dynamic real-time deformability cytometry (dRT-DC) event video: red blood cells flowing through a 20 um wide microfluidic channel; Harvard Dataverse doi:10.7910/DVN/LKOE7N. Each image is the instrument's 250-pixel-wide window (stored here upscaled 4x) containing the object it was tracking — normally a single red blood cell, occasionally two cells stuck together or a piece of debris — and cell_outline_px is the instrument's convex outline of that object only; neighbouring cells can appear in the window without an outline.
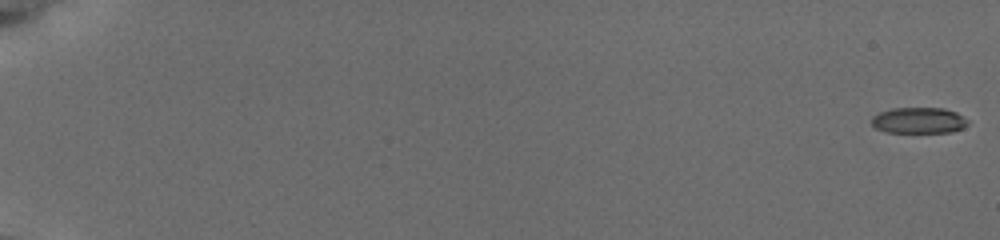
{"species": "common noctule bat (a hibernating species)", "species_latin": "Nyctalus noctula", "temperature_condition": "cold", "stored_images_in_passage": 61, "camera_frame_rate_fps": 3000, "um_per_image_px": 0.085, "animal": {"sex": "female", "body_mass_g": 19.5, "forearm_length_mm": 54.1}, "frame": {"image": 1, "passage_image": 1, "time_ms": 0.0, "image_size_px": [1000, 240], "cell_outline_px": [[968, 124], [964, 128], [952, 132], [884, 132], [876, 128], [872, 124], [872, 116], [880, 112], [892, 108], [944, 108], [956, 112], [968, 120]], "centroid_in_image_um": [78.11, 10.23], "position_along_channel_um": 6.9, "area_um2": 14.62}}
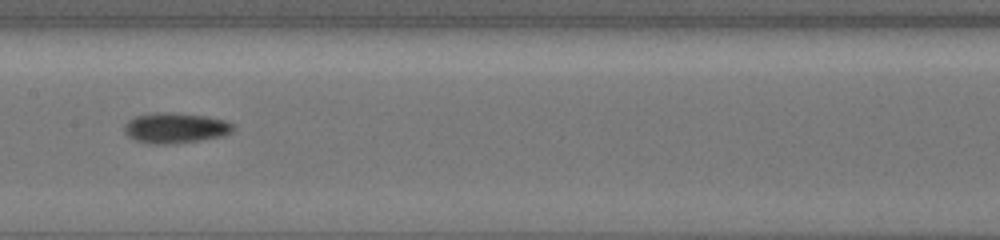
{"frame": {"image": 2, "passage_image": 36, "time_ms": 10.333, "image_size_px": [1000, 240], "cell_outline_px": [[232, 132], [224, 136], [200, 140], [168, 144], [152, 144], [136, 140], [128, 136], [124, 132], [124, 124], [128, 120], [136, 116], [152, 112], [172, 112], [208, 116], [224, 120], [232, 124]], "centroid_in_image_um": [14.88, 10.86], "position_along_channel_um": 192.5, "area_um2": 19.36}}
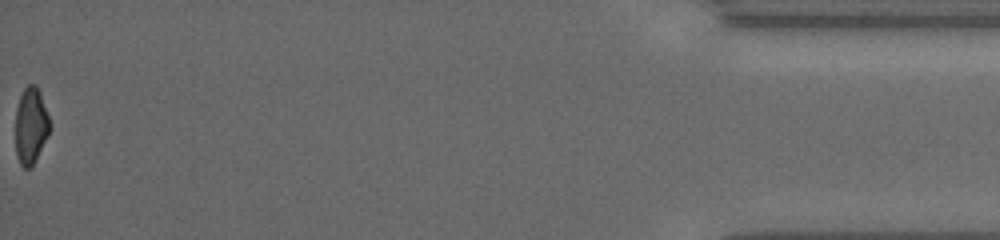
{"frame": {"image": 3, "passage_image": 61, "time_ms": 18.667, "image_size_px": [1000, 240], "cell_outline_px": [[48, 132], [36, 160], [28, 168], [24, 168], [20, 164], [16, 156], [16, 108], [20, 96], [24, 88], [28, 84], [32, 84], [40, 92], [48, 116]], "centroid_in_image_um": [2.58, 10.69], "position_along_channel_um": 432.6, "area_um2": 14.8}, "authors_computed_cell_mechanics": {"area_um2": 16.2418, "velocity_mm_per_s": 3.8524, "shape_relaxation_time_tau1_ms": 6.2176, "shape_relaxation_time_tau2_ms": null, "deformation_change_tau1": 0.1655, "deformation_change_tau2": null}}